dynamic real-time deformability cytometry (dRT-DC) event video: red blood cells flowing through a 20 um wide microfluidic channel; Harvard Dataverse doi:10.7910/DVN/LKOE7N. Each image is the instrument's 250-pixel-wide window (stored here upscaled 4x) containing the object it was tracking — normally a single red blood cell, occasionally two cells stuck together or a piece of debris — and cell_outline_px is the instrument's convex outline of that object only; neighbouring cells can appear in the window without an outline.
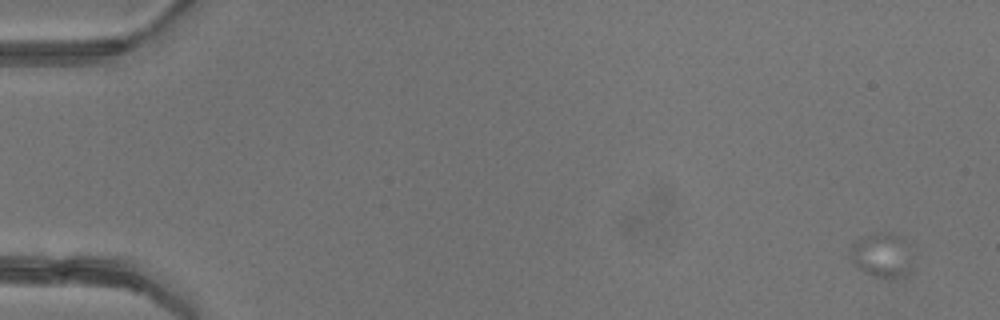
{"species": "common noctule bat (a hibernating species)", "species_latin": "Nyctalus noctula", "temperature_condition": "warm", "stored_images_in_passage": 5, "camera_frame_rate_fps": 3000, "um_per_image_px": 0.085, "animal": {"sex": "female"}, "frame": {"image": 1, "passage_image": 1, "time_ms": 0.0, "image_size_px": [1000, 320], "cell_outline_px": [[908, 272], [900, 276], [876, 276], [860, 268], [852, 260], [852, 244], [856, 240], [864, 236], [876, 232], [896, 232], [904, 236], [908, 268]], "centroid_in_image_um": [74.91, 21.59], "position_along_channel_um": 10.1, "area_um2": 15.03}}
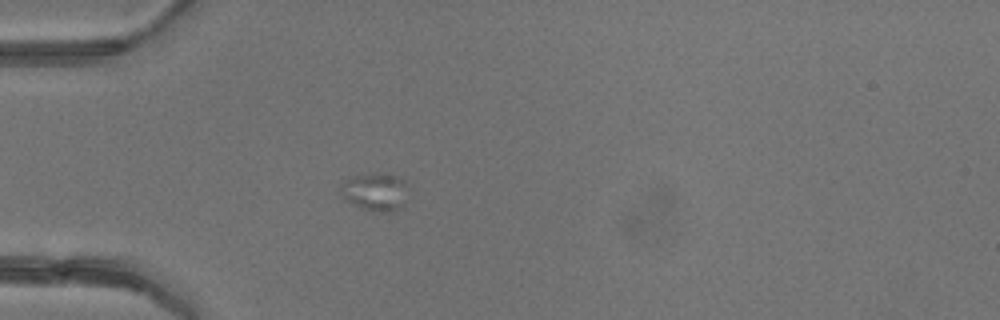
{"frame": {"image": 2, "passage_image": 5, "time_ms": 4.667, "image_size_px": [1000, 320], "cell_outline_px": [[408, 184], [404, 204], [396, 212], [372, 212], [360, 208], [344, 200], [340, 188], [340, 184], [344, 180], [356, 176], [372, 172], [392, 176], [404, 180]], "centroid_in_image_um": [31.88, 16.34], "position_along_channel_um": 53.1, "area_um2": 15.14}}